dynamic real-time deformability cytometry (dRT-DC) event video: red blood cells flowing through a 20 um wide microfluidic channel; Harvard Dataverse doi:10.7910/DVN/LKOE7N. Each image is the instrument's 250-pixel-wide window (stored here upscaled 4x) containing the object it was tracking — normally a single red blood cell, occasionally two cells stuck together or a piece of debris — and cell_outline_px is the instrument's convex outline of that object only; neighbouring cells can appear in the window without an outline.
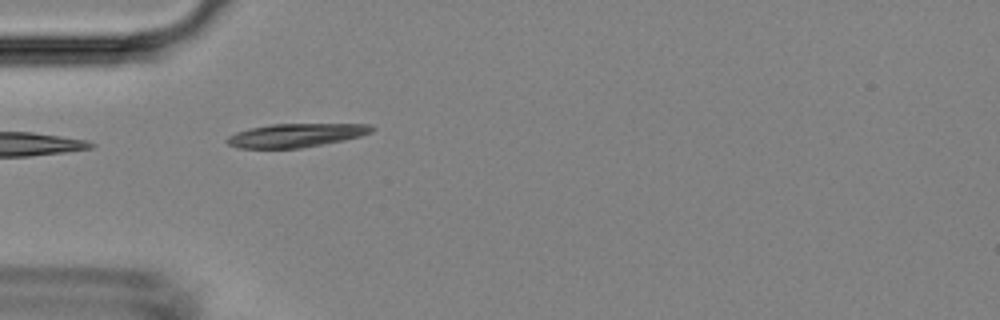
{"species": "Egyptian fruit bat (a non-hibernating species)", "species_latin": "Rousettus aegyptiacus", "temperature_condition": "room temperature", "stored_images_in_passage": 6, "camera_frame_rate_fps": 3000, "um_per_image_px": 0.085, "animal": {"sex": "female"}, "frame": {"image": 1, "passage_image": 4, "time_ms": 4.0, "image_size_px": [1000, 320], "cell_outline_px": [[376, 128], [372, 132], [360, 136], [344, 140], [304, 148], [236, 148], [228, 144], [224, 140], [228, 136], [236, 132], [248, 128], [272, 124], [372, 124]], "centroid_in_image_um": [25.15, 11.5], "position_along_channel_um": 59.9, "area_um2": 20.11}}
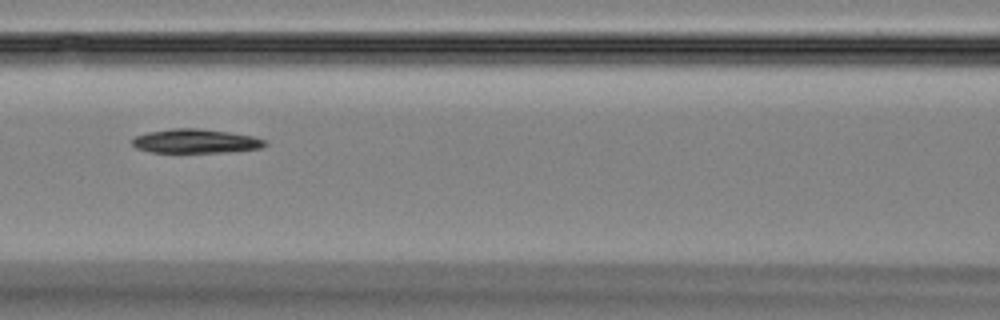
{"frame": {"image": 2, "passage_image": 6, "time_ms": 6.333, "image_size_px": [1000, 320], "cell_outline_px": [[268, 144], [260, 148], [232, 152], [152, 152], [136, 148], [132, 144], [132, 140], [136, 136], [148, 132], [172, 128], [200, 128], [228, 132], [252, 136], [268, 140]], "centroid_in_image_um": [16.67, 11.99], "position_along_channel_um": 149.9, "area_um2": 18.67}}